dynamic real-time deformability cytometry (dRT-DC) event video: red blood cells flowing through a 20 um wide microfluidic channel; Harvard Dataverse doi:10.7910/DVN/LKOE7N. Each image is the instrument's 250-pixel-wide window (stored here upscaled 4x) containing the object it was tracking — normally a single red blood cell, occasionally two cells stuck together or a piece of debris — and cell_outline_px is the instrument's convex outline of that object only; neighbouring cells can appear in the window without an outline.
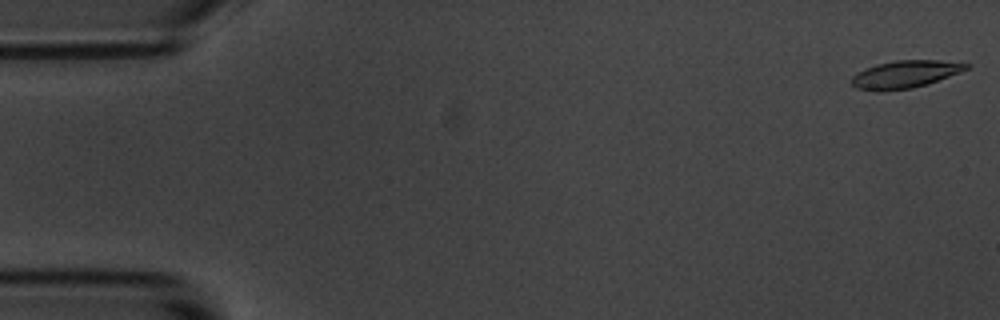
{"species": "common noctule bat (a hibernating species)", "species_latin": "Nyctalus noctula", "temperature_condition": "room temperature", "stored_images_in_passage": 55, "camera_frame_rate_fps": 3000, "um_per_image_px": 0.085, "animal": {"sex": "male", "body_mass_g": 20.1, "forearm_length_mm": 53.5}, "frame": {"image": 1, "passage_image": 1, "time_ms": 0.0, "image_size_px": [1000, 320], "cell_outline_px": [[972, 64], [968, 68], [960, 72], [928, 84], [912, 88], [876, 92], [856, 88], [852, 84], [852, 76], [876, 64], [896, 60], [940, 60]], "centroid_in_image_um": [76.95, 6.32], "position_along_channel_um": 8.1, "area_um2": 18.32}}
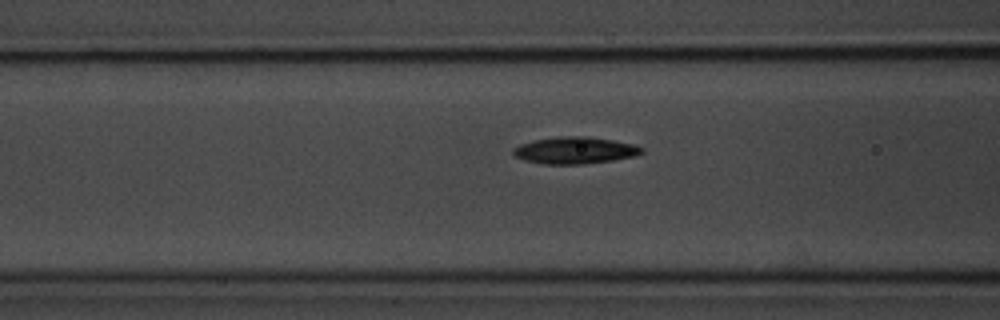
{"frame": {"image": 2, "passage_image": 21, "time_ms": 6.667, "image_size_px": [1000, 320], "cell_outline_px": [[644, 152], [636, 156], [612, 160], [584, 164], [544, 164], [524, 160], [516, 156], [512, 152], [512, 148], [520, 144], [536, 140], [560, 136], [584, 136], [612, 140], [636, 144], [644, 148]], "centroid_in_image_um": [48.9, 12.78], "position_along_channel_um": 117.7, "area_um2": 20.11}}
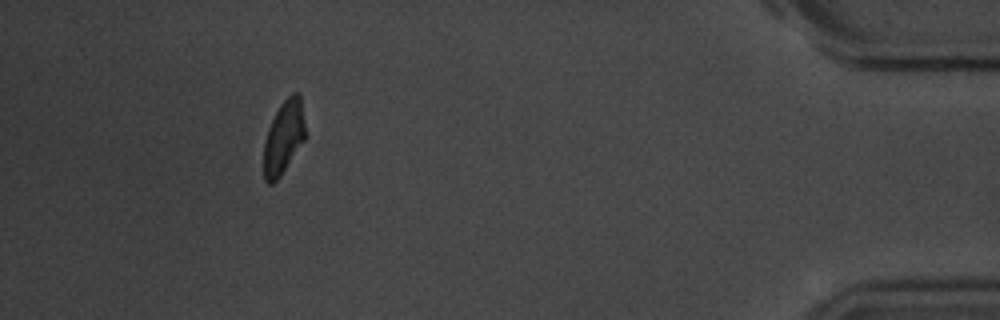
{"frame": {"image": 3, "passage_image": 50, "time_ms": 16.333, "image_size_px": [1000, 320], "cell_outline_px": [[304, 140], [280, 176], [272, 184], [268, 184], [264, 180], [264, 140], [268, 128], [280, 104], [292, 92], [300, 92], [304, 124]], "centroid_in_image_um": [24.09, 11.66], "position_along_channel_um": 411.1, "area_um2": 17.51}, "authors_computed_cell_mechanics": {"area_um2": 19.1896, "velocity_mm_per_s": 3.656, "shape_relaxation_time_tau1_ms": 3.8917, "shape_relaxation_time_tau2_ms": null, "deformation_change_tau1": 0.1441, "deformation_change_tau2": null}}